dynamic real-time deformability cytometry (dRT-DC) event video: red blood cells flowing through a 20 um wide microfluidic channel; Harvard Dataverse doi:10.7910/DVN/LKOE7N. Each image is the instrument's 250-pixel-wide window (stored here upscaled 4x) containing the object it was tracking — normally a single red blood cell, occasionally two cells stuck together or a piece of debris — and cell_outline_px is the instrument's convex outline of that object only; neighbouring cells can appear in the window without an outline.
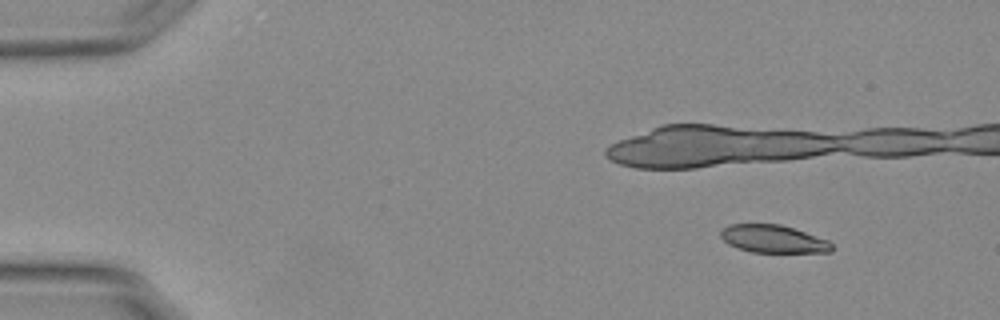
{"species": "Egyptian fruit bat (a non-hibernating species)", "species_latin": "Rousettus aegyptiacus", "temperature_condition": "warm", "stored_images_in_passage": 18, "camera_frame_rate_fps": 3000, "um_per_image_px": 0.085, "animal": {"sex": "female"}, "frame": {"image": 1, "passage_image": 6, "time_ms": 1.667, "image_size_px": [1000, 320], "cell_outline_px": [[832, 252], [752, 252], [728, 244], [720, 236], [720, 232], [728, 224], [780, 224], [828, 240], [832, 244]], "centroid_in_image_um": [65.71, 20.31], "position_along_channel_um": 19.3, "area_um2": 17.74}}